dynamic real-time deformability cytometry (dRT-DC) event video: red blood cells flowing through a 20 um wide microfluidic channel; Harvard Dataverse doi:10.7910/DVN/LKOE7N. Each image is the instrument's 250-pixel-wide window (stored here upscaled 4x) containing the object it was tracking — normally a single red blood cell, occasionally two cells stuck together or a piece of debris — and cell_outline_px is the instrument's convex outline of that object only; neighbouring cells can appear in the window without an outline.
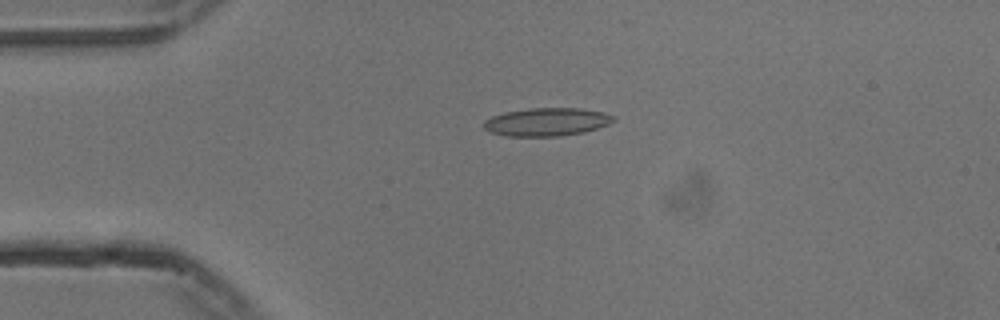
{"species": "common noctule bat (a hibernating species)", "species_latin": "Nyctalus noctula", "temperature_condition": "cold", "stored_images_in_passage": 34, "camera_frame_rate_fps": 3000, "um_per_image_px": 0.085, "animal": {"sex": "male", "body_mass_g": 13.3}, "frame": {"image": 1, "passage_image": 1, "time_ms": 0.0, "image_size_px": [1000, 320], "cell_outline_px": [[616, 120], [608, 124], [584, 132], [560, 136], [508, 136], [492, 132], [484, 128], [484, 120], [492, 116], [504, 112], [532, 108], [580, 108], [604, 112], [616, 116]], "centroid_in_image_um": [46.5, 10.35], "position_along_channel_um": 38.5, "area_um2": 21.21}}
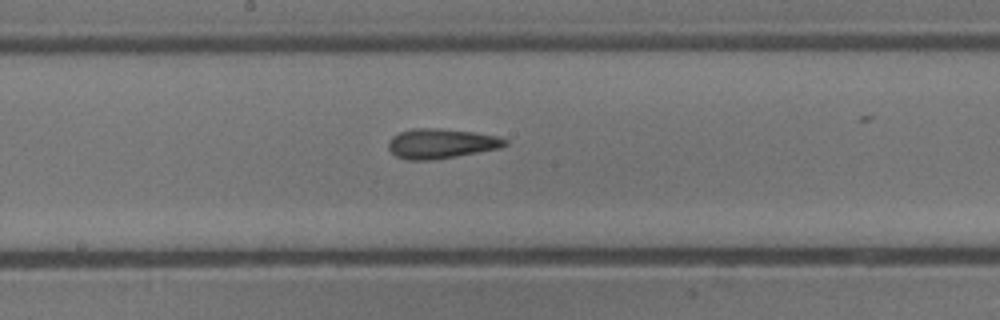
{"frame": {"image": 2, "passage_image": 17, "time_ms": 5.333, "image_size_px": [1000, 320], "cell_outline_px": [[508, 144], [500, 148], [456, 156], [432, 160], [408, 160], [396, 156], [388, 148], [388, 140], [392, 136], [400, 132], [412, 128], [440, 128], [476, 132], [496, 136], [508, 140]], "centroid_in_image_um": [37.48, 12.19], "position_along_channel_um": 210.7, "area_um2": 20.35}}
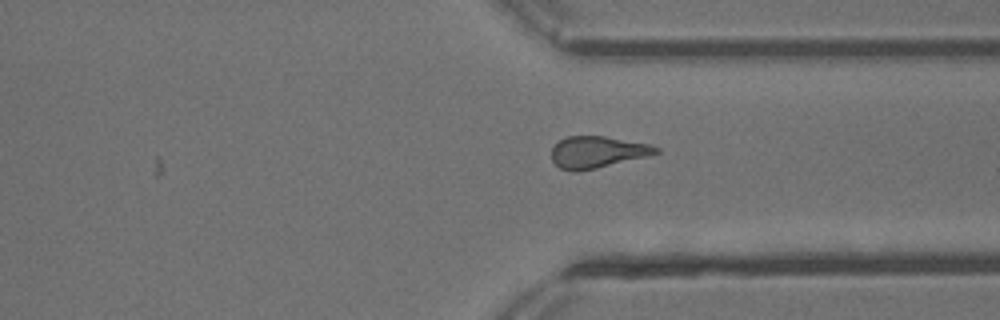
{"frame": {"image": 3, "passage_image": 29, "time_ms": 9.333, "image_size_px": [1000, 320], "cell_outline_px": [[660, 152], [648, 156], [596, 168], [572, 172], [560, 168], [552, 160], [552, 148], [560, 140], [568, 136], [604, 136], [648, 144], [660, 148]], "centroid_in_image_um": [50.77, 12.93], "position_along_channel_um": 360.6, "area_um2": 19.07}, "authors_computed_cell_mechanics": {"area_um2": 19.5653, "velocity_mm_per_s": 3.7585, "shape_relaxation_time_tau1_ms": 6.3954, "shape_relaxation_time_tau2_ms": 2.5393, "deformation_change_tau1": 0.1739, "deformation_change_tau2": 0.1234}}